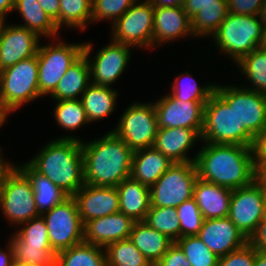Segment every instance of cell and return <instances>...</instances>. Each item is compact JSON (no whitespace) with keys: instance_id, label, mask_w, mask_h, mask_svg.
I'll list each match as a JSON object with an SVG mask.
<instances>
[{"instance_id":"cell-58","label":"cell","mask_w":266,"mask_h":266,"mask_svg":"<svg viewBox=\"0 0 266 266\" xmlns=\"http://www.w3.org/2000/svg\"><path fill=\"white\" fill-rule=\"evenodd\" d=\"M259 48L266 51V24H263L262 26V35L261 41L259 43Z\"/></svg>"},{"instance_id":"cell-13","label":"cell","mask_w":266,"mask_h":266,"mask_svg":"<svg viewBox=\"0 0 266 266\" xmlns=\"http://www.w3.org/2000/svg\"><path fill=\"white\" fill-rule=\"evenodd\" d=\"M215 91L234 109L240 124L253 136L266 129V95L233 85L219 84Z\"/></svg>"},{"instance_id":"cell-12","label":"cell","mask_w":266,"mask_h":266,"mask_svg":"<svg viewBox=\"0 0 266 266\" xmlns=\"http://www.w3.org/2000/svg\"><path fill=\"white\" fill-rule=\"evenodd\" d=\"M138 0L112 24L111 39L138 48L153 47L154 6Z\"/></svg>"},{"instance_id":"cell-31","label":"cell","mask_w":266,"mask_h":266,"mask_svg":"<svg viewBox=\"0 0 266 266\" xmlns=\"http://www.w3.org/2000/svg\"><path fill=\"white\" fill-rule=\"evenodd\" d=\"M56 266H107L105 247L83 241L58 252Z\"/></svg>"},{"instance_id":"cell-42","label":"cell","mask_w":266,"mask_h":266,"mask_svg":"<svg viewBox=\"0 0 266 266\" xmlns=\"http://www.w3.org/2000/svg\"><path fill=\"white\" fill-rule=\"evenodd\" d=\"M20 225L23 227L16 231L15 235L25 246L52 248L48 239L46 223L41 215Z\"/></svg>"},{"instance_id":"cell-44","label":"cell","mask_w":266,"mask_h":266,"mask_svg":"<svg viewBox=\"0 0 266 266\" xmlns=\"http://www.w3.org/2000/svg\"><path fill=\"white\" fill-rule=\"evenodd\" d=\"M255 256L256 248L248 242L240 249L219 257L218 266H254Z\"/></svg>"},{"instance_id":"cell-41","label":"cell","mask_w":266,"mask_h":266,"mask_svg":"<svg viewBox=\"0 0 266 266\" xmlns=\"http://www.w3.org/2000/svg\"><path fill=\"white\" fill-rule=\"evenodd\" d=\"M176 211L180 221V238L198 236L205 219L196 200L192 197L184 201L176 208Z\"/></svg>"},{"instance_id":"cell-54","label":"cell","mask_w":266,"mask_h":266,"mask_svg":"<svg viewBox=\"0 0 266 266\" xmlns=\"http://www.w3.org/2000/svg\"><path fill=\"white\" fill-rule=\"evenodd\" d=\"M154 7L183 6L184 0H149Z\"/></svg>"},{"instance_id":"cell-24","label":"cell","mask_w":266,"mask_h":266,"mask_svg":"<svg viewBox=\"0 0 266 266\" xmlns=\"http://www.w3.org/2000/svg\"><path fill=\"white\" fill-rule=\"evenodd\" d=\"M174 163L153 146L134 151L130 177L151 187Z\"/></svg>"},{"instance_id":"cell-11","label":"cell","mask_w":266,"mask_h":266,"mask_svg":"<svg viewBox=\"0 0 266 266\" xmlns=\"http://www.w3.org/2000/svg\"><path fill=\"white\" fill-rule=\"evenodd\" d=\"M52 249L58 253L84 241V224L73 196L41 215Z\"/></svg>"},{"instance_id":"cell-28","label":"cell","mask_w":266,"mask_h":266,"mask_svg":"<svg viewBox=\"0 0 266 266\" xmlns=\"http://www.w3.org/2000/svg\"><path fill=\"white\" fill-rule=\"evenodd\" d=\"M90 68L87 57L83 54L58 82L56 89L50 94L56 101L80 99L90 84Z\"/></svg>"},{"instance_id":"cell-6","label":"cell","mask_w":266,"mask_h":266,"mask_svg":"<svg viewBox=\"0 0 266 266\" xmlns=\"http://www.w3.org/2000/svg\"><path fill=\"white\" fill-rule=\"evenodd\" d=\"M0 95L11 112L42 97L38 85L37 54L0 71Z\"/></svg>"},{"instance_id":"cell-2","label":"cell","mask_w":266,"mask_h":266,"mask_svg":"<svg viewBox=\"0 0 266 266\" xmlns=\"http://www.w3.org/2000/svg\"><path fill=\"white\" fill-rule=\"evenodd\" d=\"M81 144L85 184L116 187L130 177L134 151L112 130Z\"/></svg>"},{"instance_id":"cell-16","label":"cell","mask_w":266,"mask_h":266,"mask_svg":"<svg viewBox=\"0 0 266 266\" xmlns=\"http://www.w3.org/2000/svg\"><path fill=\"white\" fill-rule=\"evenodd\" d=\"M153 103L157 115L158 128L203 129L206 102H182L169 93Z\"/></svg>"},{"instance_id":"cell-47","label":"cell","mask_w":266,"mask_h":266,"mask_svg":"<svg viewBox=\"0 0 266 266\" xmlns=\"http://www.w3.org/2000/svg\"><path fill=\"white\" fill-rule=\"evenodd\" d=\"M209 6H228L227 0H184L183 9L192 19L204 7Z\"/></svg>"},{"instance_id":"cell-22","label":"cell","mask_w":266,"mask_h":266,"mask_svg":"<svg viewBox=\"0 0 266 266\" xmlns=\"http://www.w3.org/2000/svg\"><path fill=\"white\" fill-rule=\"evenodd\" d=\"M201 132L191 128H158L153 147L173 163L195 162L197 154L190 158L187 152L201 140Z\"/></svg>"},{"instance_id":"cell-21","label":"cell","mask_w":266,"mask_h":266,"mask_svg":"<svg viewBox=\"0 0 266 266\" xmlns=\"http://www.w3.org/2000/svg\"><path fill=\"white\" fill-rule=\"evenodd\" d=\"M191 36V19L183 6L154 7L153 47L162 43L177 40L180 37Z\"/></svg>"},{"instance_id":"cell-4","label":"cell","mask_w":266,"mask_h":266,"mask_svg":"<svg viewBox=\"0 0 266 266\" xmlns=\"http://www.w3.org/2000/svg\"><path fill=\"white\" fill-rule=\"evenodd\" d=\"M253 138L240 124L234 109L214 91L204 106L201 142L251 147Z\"/></svg>"},{"instance_id":"cell-56","label":"cell","mask_w":266,"mask_h":266,"mask_svg":"<svg viewBox=\"0 0 266 266\" xmlns=\"http://www.w3.org/2000/svg\"><path fill=\"white\" fill-rule=\"evenodd\" d=\"M12 113L5 105L0 95V128L7 121L8 115Z\"/></svg>"},{"instance_id":"cell-19","label":"cell","mask_w":266,"mask_h":266,"mask_svg":"<svg viewBox=\"0 0 266 266\" xmlns=\"http://www.w3.org/2000/svg\"><path fill=\"white\" fill-rule=\"evenodd\" d=\"M198 237L218 257L238 250L249 242L229 217L205 219Z\"/></svg>"},{"instance_id":"cell-23","label":"cell","mask_w":266,"mask_h":266,"mask_svg":"<svg viewBox=\"0 0 266 266\" xmlns=\"http://www.w3.org/2000/svg\"><path fill=\"white\" fill-rule=\"evenodd\" d=\"M233 190L204 181L198 177L193 198L204 219L228 217Z\"/></svg>"},{"instance_id":"cell-14","label":"cell","mask_w":266,"mask_h":266,"mask_svg":"<svg viewBox=\"0 0 266 266\" xmlns=\"http://www.w3.org/2000/svg\"><path fill=\"white\" fill-rule=\"evenodd\" d=\"M265 193L255 181L233 189L228 217L248 241L265 217Z\"/></svg>"},{"instance_id":"cell-3","label":"cell","mask_w":266,"mask_h":266,"mask_svg":"<svg viewBox=\"0 0 266 266\" xmlns=\"http://www.w3.org/2000/svg\"><path fill=\"white\" fill-rule=\"evenodd\" d=\"M27 162L68 196H73L85 184L82 144L74 136L59 137L47 142Z\"/></svg>"},{"instance_id":"cell-38","label":"cell","mask_w":266,"mask_h":266,"mask_svg":"<svg viewBox=\"0 0 266 266\" xmlns=\"http://www.w3.org/2000/svg\"><path fill=\"white\" fill-rule=\"evenodd\" d=\"M53 111L57 124L67 131L89 123L80 99L59 100Z\"/></svg>"},{"instance_id":"cell-59","label":"cell","mask_w":266,"mask_h":266,"mask_svg":"<svg viewBox=\"0 0 266 266\" xmlns=\"http://www.w3.org/2000/svg\"><path fill=\"white\" fill-rule=\"evenodd\" d=\"M259 18L263 24H266V0H263L261 10L259 13Z\"/></svg>"},{"instance_id":"cell-33","label":"cell","mask_w":266,"mask_h":266,"mask_svg":"<svg viewBox=\"0 0 266 266\" xmlns=\"http://www.w3.org/2000/svg\"><path fill=\"white\" fill-rule=\"evenodd\" d=\"M91 22L92 0H60L58 29L61 30L64 25L66 28H78L83 31Z\"/></svg>"},{"instance_id":"cell-29","label":"cell","mask_w":266,"mask_h":266,"mask_svg":"<svg viewBox=\"0 0 266 266\" xmlns=\"http://www.w3.org/2000/svg\"><path fill=\"white\" fill-rule=\"evenodd\" d=\"M118 92L112 87L90 83L80 97L89 123L108 117L116 108Z\"/></svg>"},{"instance_id":"cell-10","label":"cell","mask_w":266,"mask_h":266,"mask_svg":"<svg viewBox=\"0 0 266 266\" xmlns=\"http://www.w3.org/2000/svg\"><path fill=\"white\" fill-rule=\"evenodd\" d=\"M116 127L112 131L133 151L152 147L158 131L154 103L128 105Z\"/></svg>"},{"instance_id":"cell-30","label":"cell","mask_w":266,"mask_h":266,"mask_svg":"<svg viewBox=\"0 0 266 266\" xmlns=\"http://www.w3.org/2000/svg\"><path fill=\"white\" fill-rule=\"evenodd\" d=\"M14 10L18 11L23 21H25L24 25L18 24L19 26L26 27L41 38H59L60 35L57 33L60 30L55 22L48 17L37 0H15Z\"/></svg>"},{"instance_id":"cell-20","label":"cell","mask_w":266,"mask_h":266,"mask_svg":"<svg viewBox=\"0 0 266 266\" xmlns=\"http://www.w3.org/2000/svg\"><path fill=\"white\" fill-rule=\"evenodd\" d=\"M134 223L121 212L89 220L84 224V242L106 247L109 243L128 239Z\"/></svg>"},{"instance_id":"cell-9","label":"cell","mask_w":266,"mask_h":266,"mask_svg":"<svg viewBox=\"0 0 266 266\" xmlns=\"http://www.w3.org/2000/svg\"><path fill=\"white\" fill-rule=\"evenodd\" d=\"M83 43L67 44L63 41L39 45L38 85L40 95L51 94L66 71L83 55Z\"/></svg>"},{"instance_id":"cell-7","label":"cell","mask_w":266,"mask_h":266,"mask_svg":"<svg viewBox=\"0 0 266 266\" xmlns=\"http://www.w3.org/2000/svg\"><path fill=\"white\" fill-rule=\"evenodd\" d=\"M1 211L12 224L20 225L40 216L28 177L16 166L5 174L0 188Z\"/></svg>"},{"instance_id":"cell-51","label":"cell","mask_w":266,"mask_h":266,"mask_svg":"<svg viewBox=\"0 0 266 266\" xmlns=\"http://www.w3.org/2000/svg\"><path fill=\"white\" fill-rule=\"evenodd\" d=\"M255 182L266 192V162H254Z\"/></svg>"},{"instance_id":"cell-60","label":"cell","mask_w":266,"mask_h":266,"mask_svg":"<svg viewBox=\"0 0 266 266\" xmlns=\"http://www.w3.org/2000/svg\"><path fill=\"white\" fill-rule=\"evenodd\" d=\"M265 217H266V193H265Z\"/></svg>"},{"instance_id":"cell-17","label":"cell","mask_w":266,"mask_h":266,"mask_svg":"<svg viewBox=\"0 0 266 266\" xmlns=\"http://www.w3.org/2000/svg\"><path fill=\"white\" fill-rule=\"evenodd\" d=\"M0 31V71L37 54L40 37L26 27L5 25Z\"/></svg>"},{"instance_id":"cell-1","label":"cell","mask_w":266,"mask_h":266,"mask_svg":"<svg viewBox=\"0 0 266 266\" xmlns=\"http://www.w3.org/2000/svg\"><path fill=\"white\" fill-rule=\"evenodd\" d=\"M195 164L198 177L230 189L255 181V165L249 146L203 142Z\"/></svg>"},{"instance_id":"cell-32","label":"cell","mask_w":266,"mask_h":266,"mask_svg":"<svg viewBox=\"0 0 266 266\" xmlns=\"http://www.w3.org/2000/svg\"><path fill=\"white\" fill-rule=\"evenodd\" d=\"M14 265L21 266H56V252L52 248L25 246L14 234L10 238Z\"/></svg>"},{"instance_id":"cell-49","label":"cell","mask_w":266,"mask_h":266,"mask_svg":"<svg viewBox=\"0 0 266 266\" xmlns=\"http://www.w3.org/2000/svg\"><path fill=\"white\" fill-rule=\"evenodd\" d=\"M249 242L258 250L266 252V217L260 222Z\"/></svg>"},{"instance_id":"cell-25","label":"cell","mask_w":266,"mask_h":266,"mask_svg":"<svg viewBox=\"0 0 266 266\" xmlns=\"http://www.w3.org/2000/svg\"><path fill=\"white\" fill-rule=\"evenodd\" d=\"M119 197V212L134 221H144L150 209V187L131 177L116 186Z\"/></svg>"},{"instance_id":"cell-43","label":"cell","mask_w":266,"mask_h":266,"mask_svg":"<svg viewBox=\"0 0 266 266\" xmlns=\"http://www.w3.org/2000/svg\"><path fill=\"white\" fill-rule=\"evenodd\" d=\"M137 0H92V22L111 20L123 16Z\"/></svg>"},{"instance_id":"cell-36","label":"cell","mask_w":266,"mask_h":266,"mask_svg":"<svg viewBox=\"0 0 266 266\" xmlns=\"http://www.w3.org/2000/svg\"><path fill=\"white\" fill-rule=\"evenodd\" d=\"M215 85L216 84L208 83V85L201 87L198 83H196V80L193 79L191 73L185 72L182 75H178L172 83V93L170 95H174L182 102H207L212 93L215 91Z\"/></svg>"},{"instance_id":"cell-15","label":"cell","mask_w":266,"mask_h":266,"mask_svg":"<svg viewBox=\"0 0 266 266\" xmlns=\"http://www.w3.org/2000/svg\"><path fill=\"white\" fill-rule=\"evenodd\" d=\"M101 47L91 59L92 43H84L83 54L88 59L90 68V82L103 87H110L125 71L130 60L132 46L115 42ZM93 60V61H92ZM93 78V79H92Z\"/></svg>"},{"instance_id":"cell-57","label":"cell","mask_w":266,"mask_h":266,"mask_svg":"<svg viewBox=\"0 0 266 266\" xmlns=\"http://www.w3.org/2000/svg\"><path fill=\"white\" fill-rule=\"evenodd\" d=\"M254 266H266V252L256 249Z\"/></svg>"},{"instance_id":"cell-27","label":"cell","mask_w":266,"mask_h":266,"mask_svg":"<svg viewBox=\"0 0 266 266\" xmlns=\"http://www.w3.org/2000/svg\"><path fill=\"white\" fill-rule=\"evenodd\" d=\"M17 167L28 177L32 184L34 200L40 215L69 197L46 176L38 173L28 162Z\"/></svg>"},{"instance_id":"cell-5","label":"cell","mask_w":266,"mask_h":266,"mask_svg":"<svg viewBox=\"0 0 266 266\" xmlns=\"http://www.w3.org/2000/svg\"><path fill=\"white\" fill-rule=\"evenodd\" d=\"M263 23L259 15L227 14L213 34L217 48L238 62L243 56L259 48Z\"/></svg>"},{"instance_id":"cell-50","label":"cell","mask_w":266,"mask_h":266,"mask_svg":"<svg viewBox=\"0 0 266 266\" xmlns=\"http://www.w3.org/2000/svg\"><path fill=\"white\" fill-rule=\"evenodd\" d=\"M42 9L46 12L58 28V17L60 10V0H37Z\"/></svg>"},{"instance_id":"cell-35","label":"cell","mask_w":266,"mask_h":266,"mask_svg":"<svg viewBox=\"0 0 266 266\" xmlns=\"http://www.w3.org/2000/svg\"><path fill=\"white\" fill-rule=\"evenodd\" d=\"M107 266H153L128 238L105 247Z\"/></svg>"},{"instance_id":"cell-45","label":"cell","mask_w":266,"mask_h":266,"mask_svg":"<svg viewBox=\"0 0 266 266\" xmlns=\"http://www.w3.org/2000/svg\"><path fill=\"white\" fill-rule=\"evenodd\" d=\"M263 0H227L228 12L234 15H259Z\"/></svg>"},{"instance_id":"cell-48","label":"cell","mask_w":266,"mask_h":266,"mask_svg":"<svg viewBox=\"0 0 266 266\" xmlns=\"http://www.w3.org/2000/svg\"><path fill=\"white\" fill-rule=\"evenodd\" d=\"M251 150L254 162H266V129L254 136Z\"/></svg>"},{"instance_id":"cell-46","label":"cell","mask_w":266,"mask_h":266,"mask_svg":"<svg viewBox=\"0 0 266 266\" xmlns=\"http://www.w3.org/2000/svg\"><path fill=\"white\" fill-rule=\"evenodd\" d=\"M155 266H192L183 250L174 242Z\"/></svg>"},{"instance_id":"cell-53","label":"cell","mask_w":266,"mask_h":266,"mask_svg":"<svg viewBox=\"0 0 266 266\" xmlns=\"http://www.w3.org/2000/svg\"><path fill=\"white\" fill-rule=\"evenodd\" d=\"M15 0H0V21H6V14L14 11Z\"/></svg>"},{"instance_id":"cell-40","label":"cell","mask_w":266,"mask_h":266,"mask_svg":"<svg viewBox=\"0 0 266 266\" xmlns=\"http://www.w3.org/2000/svg\"><path fill=\"white\" fill-rule=\"evenodd\" d=\"M176 243L192 266H218L219 257L198 236L181 237Z\"/></svg>"},{"instance_id":"cell-39","label":"cell","mask_w":266,"mask_h":266,"mask_svg":"<svg viewBox=\"0 0 266 266\" xmlns=\"http://www.w3.org/2000/svg\"><path fill=\"white\" fill-rule=\"evenodd\" d=\"M228 13V6L204 7L191 19V29L194 37L212 36Z\"/></svg>"},{"instance_id":"cell-18","label":"cell","mask_w":266,"mask_h":266,"mask_svg":"<svg viewBox=\"0 0 266 266\" xmlns=\"http://www.w3.org/2000/svg\"><path fill=\"white\" fill-rule=\"evenodd\" d=\"M78 213L83 224L119 212V197L116 187L84 184L74 195Z\"/></svg>"},{"instance_id":"cell-8","label":"cell","mask_w":266,"mask_h":266,"mask_svg":"<svg viewBox=\"0 0 266 266\" xmlns=\"http://www.w3.org/2000/svg\"><path fill=\"white\" fill-rule=\"evenodd\" d=\"M197 179L195 162L174 163L150 187V207L177 208L193 197Z\"/></svg>"},{"instance_id":"cell-37","label":"cell","mask_w":266,"mask_h":266,"mask_svg":"<svg viewBox=\"0 0 266 266\" xmlns=\"http://www.w3.org/2000/svg\"><path fill=\"white\" fill-rule=\"evenodd\" d=\"M144 222L174 242L180 239V221L174 207H150Z\"/></svg>"},{"instance_id":"cell-55","label":"cell","mask_w":266,"mask_h":266,"mask_svg":"<svg viewBox=\"0 0 266 266\" xmlns=\"http://www.w3.org/2000/svg\"><path fill=\"white\" fill-rule=\"evenodd\" d=\"M1 152H2V150L0 148V188H1L3 177L14 165L11 162L10 163L7 162L4 158L2 159V155H1L2 153Z\"/></svg>"},{"instance_id":"cell-34","label":"cell","mask_w":266,"mask_h":266,"mask_svg":"<svg viewBox=\"0 0 266 266\" xmlns=\"http://www.w3.org/2000/svg\"><path fill=\"white\" fill-rule=\"evenodd\" d=\"M236 64L245 78L252 83L251 88H246L266 95V51L258 48L243 56Z\"/></svg>"},{"instance_id":"cell-26","label":"cell","mask_w":266,"mask_h":266,"mask_svg":"<svg viewBox=\"0 0 266 266\" xmlns=\"http://www.w3.org/2000/svg\"><path fill=\"white\" fill-rule=\"evenodd\" d=\"M129 239L153 266L174 243L168 236L153 229L144 221H135Z\"/></svg>"},{"instance_id":"cell-52","label":"cell","mask_w":266,"mask_h":266,"mask_svg":"<svg viewBox=\"0 0 266 266\" xmlns=\"http://www.w3.org/2000/svg\"><path fill=\"white\" fill-rule=\"evenodd\" d=\"M7 249L8 250L4 252L3 249L0 248V266H14L13 252L10 243H8Z\"/></svg>"}]
</instances>
